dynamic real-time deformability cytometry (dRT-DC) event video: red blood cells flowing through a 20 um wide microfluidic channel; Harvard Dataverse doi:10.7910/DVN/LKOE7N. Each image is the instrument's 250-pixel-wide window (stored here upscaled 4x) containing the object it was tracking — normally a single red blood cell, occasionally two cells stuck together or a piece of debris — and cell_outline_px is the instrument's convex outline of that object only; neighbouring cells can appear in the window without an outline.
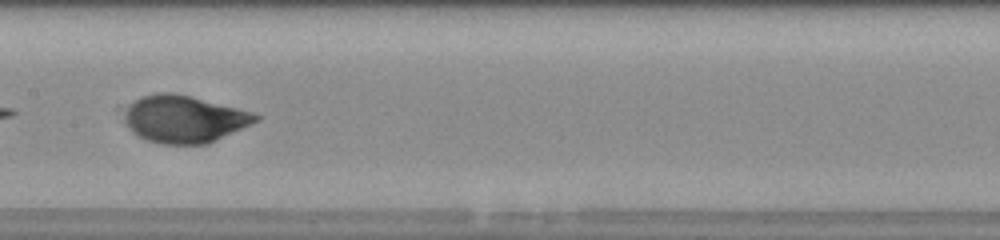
{"species": "human", "species_latin": "Homo sapiens", "temperature_condition": "room temperature", "stored_images_in_passage": 49, "camera_frame_rate_fps": 3000, "um_per_image_px": 0.085, "donor": {"sex": "male"}, "frame": {"image": 1, "passage_image": 26, "time_ms": 8.333, "image_size_px": [1000, 240], "cell_outline_px": [[260, 120], [208, 144], [160, 144], [144, 140], [136, 136], [128, 128], [128, 108], [136, 100], [144, 96], [160, 92], [168, 92], [188, 96], [252, 112], [260, 116]], "centroid_in_image_um": [15.69, 10.15], "position_along_channel_um": 191.7, "area_um2": 35.43}}
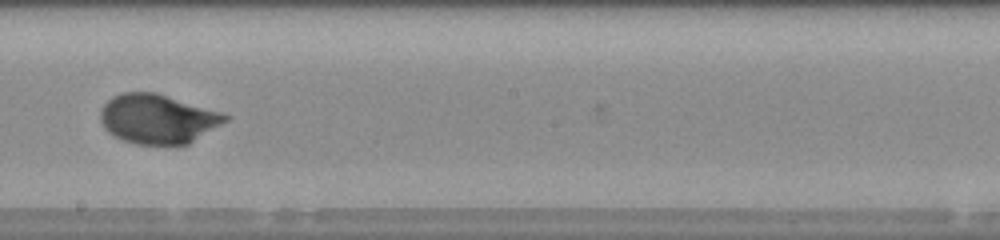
{"frame": {"image": 2, "passage_image": 29, "time_ms": 9.333, "image_size_px": [1000, 240], "cell_outline_px": [[232, 116], [228, 120], [188, 144], [136, 144], [124, 140], [108, 132], [104, 128], [100, 120], [100, 112], [104, 104], [112, 96], [124, 92], [156, 92], [220, 112]], "centroid_in_image_um": [13.39, 10.09], "position_along_channel_um": 234.8, "area_um2": 35.66}}
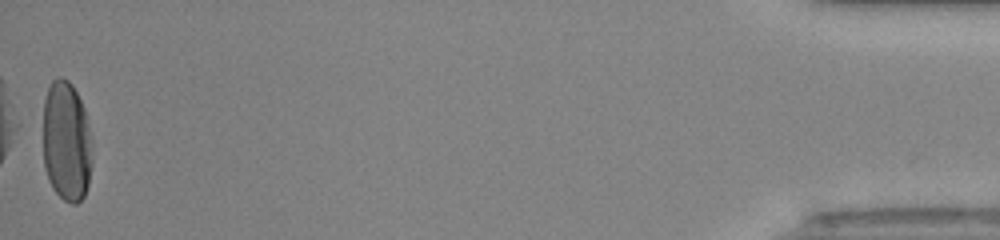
{"frame": {"image": 3, "passage_image": 49, "time_ms": 16.0, "image_size_px": [1000, 240], "cell_outline_px": [[92, 160], [88, 184], [84, 196], [76, 204], [72, 204], [64, 200], [52, 188], [48, 180], [44, 168], [44, 100], [48, 88], [52, 80], [56, 76], [60, 76], [68, 80], [72, 84], [84, 108], [92, 136]], "centroid_in_image_um": [5.66, 12.02], "position_along_channel_um": 429.5, "area_um2": 34.91}, "authors_computed_cell_mechanics": {"area_um2": 35.9516, "velocity_mm_per_s": 4.3331, "shape_relaxation_time_tau1_ms": 3.7096, "shape_relaxation_time_tau2_ms": null, "deformation_change_tau1": 0.1875, "deformation_change_tau2": null}}